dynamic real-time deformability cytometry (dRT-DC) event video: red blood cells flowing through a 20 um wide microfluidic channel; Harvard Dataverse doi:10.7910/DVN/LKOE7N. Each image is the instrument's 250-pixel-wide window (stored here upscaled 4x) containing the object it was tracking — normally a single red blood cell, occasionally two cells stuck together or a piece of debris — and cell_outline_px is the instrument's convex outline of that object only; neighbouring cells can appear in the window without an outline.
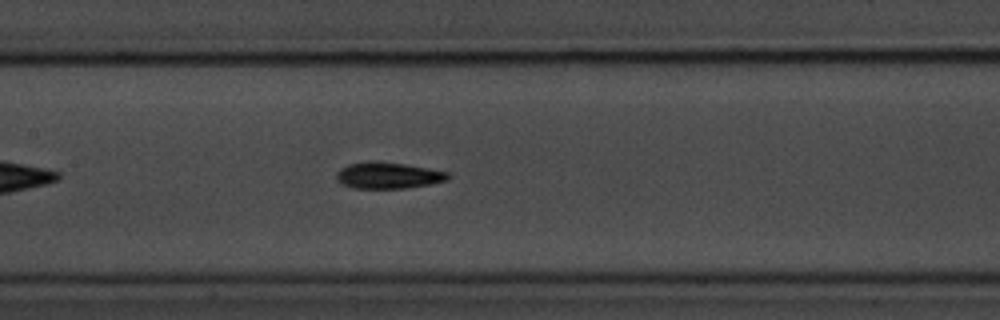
{"species": "common noctule bat (a hibernating species)", "species_latin": "Nyctalus noctula", "temperature_condition": "room temperature", "stored_images_in_passage": 43, "camera_frame_rate_fps": 3000, "um_per_image_px": 0.085, "animal": {"sex": "male", "body_mass_g": 20.1, "forearm_length_mm": 53.5}, "frame": {"image": 1, "passage_image": 13, "time_ms": 4.0, "image_size_px": [1000, 320], "cell_outline_px": [[448, 180], [432, 184], [404, 188], [352, 188], [340, 184], [336, 180], [336, 172], [340, 168], [348, 164], [376, 160], [404, 164], [428, 168], [448, 172]], "centroid_in_image_um": [32.94, 14.91], "position_along_channel_um": 174.5, "area_um2": 17.28}}
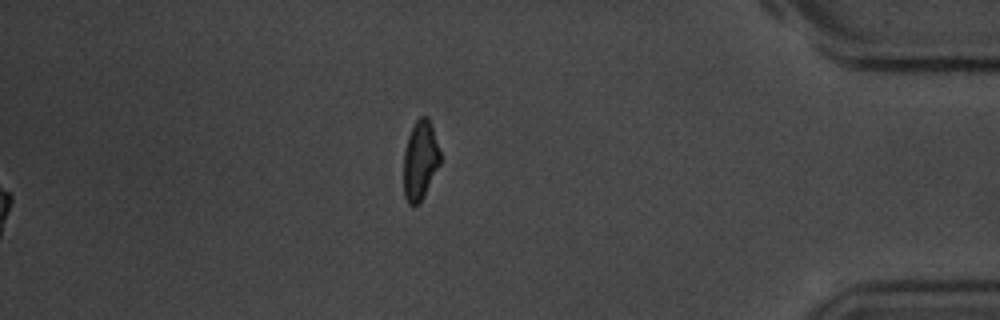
{"frame": {"image": 2, "passage_image": 43, "time_ms": 14.0, "image_size_px": [1000, 320], "cell_outline_px": [[440, 164], [424, 196], [416, 204], [408, 204], [404, 196], [404, 152], [408, 136], [416, 120], [420, 116], [428, 116], [440, 152]], "centroid_in_image_um": [35.71, 13.62], "position_along_channel_um": 399.5, "area_um2": 16.65}, "authors_computed_cell_mechanics": {"area_um2": 16.2996, "velocity_mm_per_s": 3.6964, "shape_relaxation_time_tau1_ms": 2.6315, "shape_relaxation_time_tau2_ms": null, "deformation_change_tau1": 0.1182, "deformation_change_tau2": null}}